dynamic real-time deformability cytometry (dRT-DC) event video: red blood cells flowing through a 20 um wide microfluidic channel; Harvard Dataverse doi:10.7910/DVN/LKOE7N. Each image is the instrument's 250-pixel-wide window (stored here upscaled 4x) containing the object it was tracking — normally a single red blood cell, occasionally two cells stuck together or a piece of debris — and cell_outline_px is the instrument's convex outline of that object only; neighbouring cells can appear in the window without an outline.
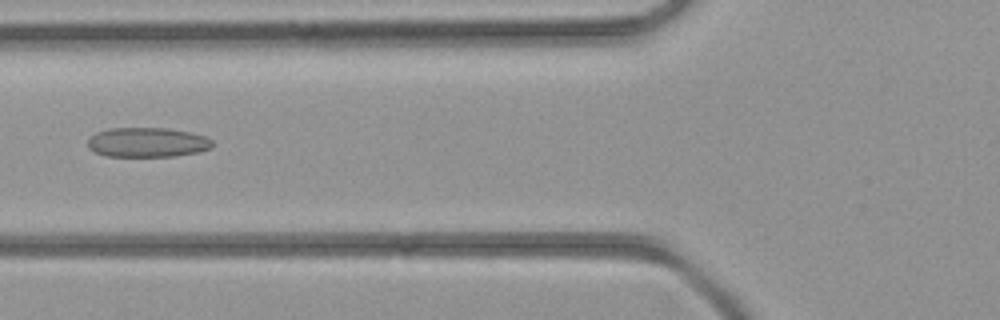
{"species": "common noctule bat (a hibernating species)", "species_latin": "Nyctalus noctula", "temperature_condition": "room temperature", "stored_images_in_passage": 39, "camera_frame_rate_fps": 3000, "um_per_image_px": 0.085, "animal": {"sex": "female", "body_mass_g": 21.9}, "frame": {"image": 1, "passage_image": 14, "time_ms": 4.333, "image_size_px": [1000, 320], "cell_outline_px": [[212, 148], [200, 152], [176, 156], [104, 156], [88, 148], [88, 140], [96, 132], [108, 128], [168, 128], [188, 132], [204, 136], [212, 140]], "centroid_in_image_um": [12.52, 12.1], "position_along_channel_um": 113.3, "area_um2": 21.56}}
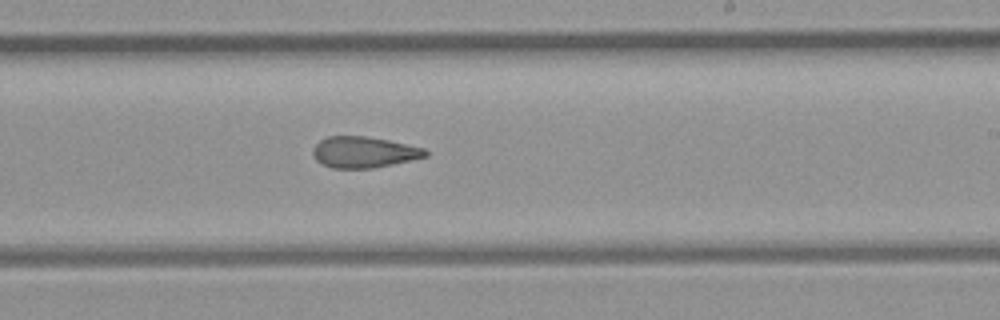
{"frame": {"image": 2, "passage_image": 23, "time_ms": 7.333, "image_size_px": [1000, 320], "cell_outline_px": [[428, 156], [392, 164], [372, 168], [332, 168], [316, 160], [312, 156], [312, 148], [320, 140], [328, 136], [364, 136], [388, 140], [424, 148], [428, 152]], "centroid_in_image_um": [30.9, 12.93], "position_along_channel_um": 258.1, "area_um2": 20.29}}
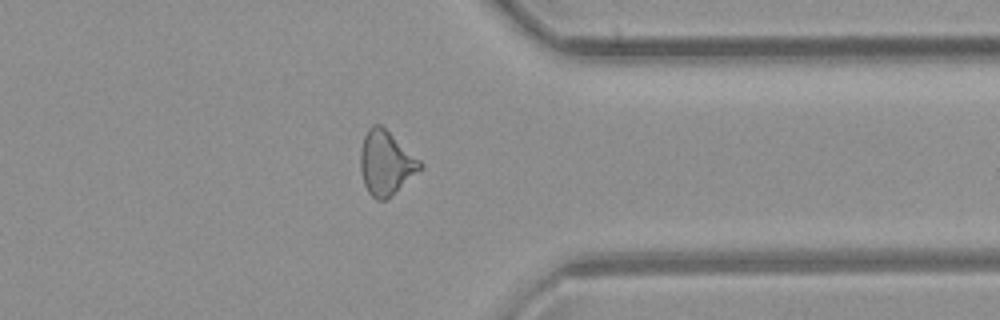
{"frame": {"image": 3, "passage_image": 31, "time_ms": 10.0, "image_size_px": [1000, 320], "cell_outline_px": [[424, 168], [384, 200], [376, 200], [368, 192], [364, 184], [360, 168], [360, 152], [364, 136], [368, 128], [372, 124], [380, 124], [420, 160], [424, 164]], "centroid_in_image_um": [32.8, 13.84], "position_along_channel_um": 378.6, "area_um2": 22.08}}